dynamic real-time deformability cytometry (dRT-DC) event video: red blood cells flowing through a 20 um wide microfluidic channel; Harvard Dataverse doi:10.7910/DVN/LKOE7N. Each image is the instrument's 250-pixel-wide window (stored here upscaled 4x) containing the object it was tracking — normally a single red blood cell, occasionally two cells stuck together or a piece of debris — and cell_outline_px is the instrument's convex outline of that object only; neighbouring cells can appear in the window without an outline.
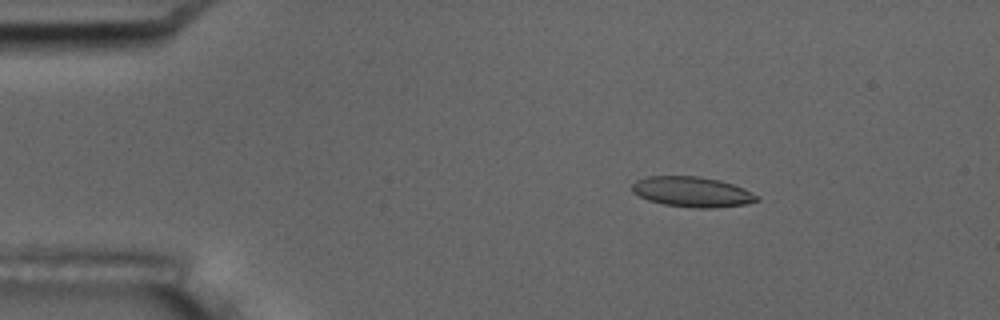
{"species": "common noctule bat (a hibernating species)", "species_latin": "Nyctalus noctula", "temperature_condition": "room temperature", "stored_images_in_passage": 5, "camera_frame_rate_fps": 3000, "um_per_image_px": 0.085, "animal": {"sex": "male", "body_mass_g": 17.5, "forearm_length_mm": 52.3}, "frame": {"image": 1, "passage_image": 3, "time_ms": 2.333, "image_size_px": [1000, 320], "cell_outline_px": [[760, 200], [744, 204], [716, 208], [692, 208], [664, 204], [648, 200], [632, 192], [632, 184], [636, 180], [648, 176], [700, 176], [720, 180], [744, 188], [756, 196]], "centroid_in_image_um": [58.81, 16.3], "position_along_channel_um": 26.2, "area_um2": 21.96}}